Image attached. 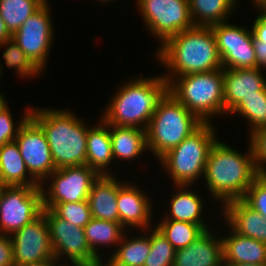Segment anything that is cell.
<instances>
[{
  "label": "cell",
  "instance_id": "obj_1",
  "mask_svg": "<svg viewBox=\"0 0 266 266\" xmlns=\"http://www.w3.org/2000/svg\"><path fill=\"white\" fill-rule=\"evenodd\" d=\"M155 56L158 63L165 66L167 73L162 76L169 83L178 76L222 69L210 26H194L181 31L158 47Z\"/></svg>",
  "mask_w": 266,
  "mask_h": 266
},
{
  "label": "cell",
  "instance_id": "obj_2",
  "mask_svg": "<svg viewBox=\"0 0 266 266\" xmlns=\"http://www.w3.org/2000/svg\"><path fill=\"white\" fill-rule=\"evenodd\" d=\"M259 175L250 143L247 153L242 154L217 139L209 151L202 180L206 181L210 196L224 206L242 199Z\"/></svg>",
  "mask_w": 266,
  "mask_h": 266
},
{
  "label": "cell",
  "instance_id": "obj_3",
  "mask_svg": "<svg viewBox=\"0 0 266 266\" xmlns=\"http://www.w3.org/2000/svg\"><path fill=\"white\" fill-rule=\"evenodd\" d=\"M168 92L169 82L162 75L130 79L114 93L100 118L109 125L146 130Z\"/></svg>",
  "mask_w": 266,
  "mask_h": 266
},
{
  "label": "cell",
  "instance_id": "obj_4",
  "mask_svg": "<svg viewBox=\"0 0 266 266\" xmlns=\"http://www.w3.org/2000/svg\"><path fill=\"white\" fill-rule=\"evenodd\" d=\"M30 117L45 133L55 169L86 165L90 127L75 112L33 107Z\"/></svg>",
  "mask_w": 266,
  "mask_h": 266
},
{
  "label": "cell",
  "instance_id": "obj_5",
  "mask_svg": "<svg viewBox=\"0 0 266 266\" xmlns=\"http://www.w3.org/2000/svg\"><path fill=\"white\" fill-rule=\"evenodd\" d=\"M169 93L203 123L228 114L224 109L223 68L175 77L169 83Z\"/></svg>",
  "mask_w": 266,
  "mask_h": 266
},
{
  "label": "cell",
  "instance_id": "obj_6",
  "mask_svg": "<svg viewBox=\"0 0 266 266\" xmlns=\"http://www.w3.org/2000/svg\"><path fill=\"white\" fill-rule=\"evenodd\" d=\"M203 122L169 92L159 103L146 128L148 151L159 159L196 131Z\"/></svg>",
  "mask_w": 266,
  "mask_h": 266
},
{
  "label": "cell",
  "instance_id": "obj_7",
  "mask_svg": "<svg viewBox=\"0 0 266 266\" xmlns=\"http://www.w3.org/2000/svg\"><path fill=\"white\" fill-rule=\"evenodd\" d=\"M212 125V123H203L178 146L158 159L161 166L166 169L165 172L170 174L174 186H192L200 177H204L209 151L219 139Z\"/></svg>",
  "mask_w": 266,
  "mask_h": 266
},
{
  "label": "cell",
  "instance_id": "obj_8",
  "mask_svg": "<svg viewBox=\"0 0 266 266\" xmlns=\"http://www.w3.org/2000/svg\"><path fill=\"white\" fill-rule=\"evenodd\" d=\"M145 28L163 45L181 31L194 27L188 0H136Z\"/></svg>",
  "mask_w": 266,
  "mask_h": 266
},
{
  "label": "cell",
  "instance_id": "obj_9",
  "mask_svg": "<svg viewBox=\"0 0 266 266\" xmlns=\"http://www.w3.org/2000/svg\"><path fill=\"white\" fill-rule=\"evenodd\" d=\"M99 174L87 165L63 167L51 175L49 187L42 189L43 209H52L58 203H75L88 200L92 184Z\"/></svg>",
  "mask_w": 266,
  "mask_h": 266
},
{
  "label": "cell",
  "instance_id": "obj_10",
  "mask_svg": "<svg viewBox=\"0 0 266 266\" xmlns=\"http://www.w3.org/2000/svg\"><path fill=\"white\" fill-rule=\"evenodd\" d=\"M42 210L41 186H6L0 197V233L13 234L37 218Z\"/></svg>",
  "mask_w": 266,
  "mask_h": 266
},
{
  "label": "cell",
  "instance_id": "obj_11",
  "mask_svg": "<svg viewBox=\"0 0 266 266\" xmlns=\"http://www.w3.org/2000/svg\"><path fill=\"white\" fill-rule=\"evenodd\" d=\"M42 212L49 226L55 259L65 262L66 256L71 266H84L99 259L88 246L84 228L61 219L51 209H43Z\"/></svg>",
  "mask_w": 266,
  "mask_h": 266
},
{
  "label": "cell",
  "instance_id": "obj_12",
  "mask_svg": "<svg viewBox=\"0 0 266 266\" xmlns=\"http://www.w3.org/2000/svg\"><path fill=\"white\" fill-rule=\"evenodd\" d=\"M45 3L12 34V39L42 72L49 57L54 35L51 9Z\"/></svg>",
  "mask_w": 266,
  "mask_h": 266
},
{
  "label": "cell",
  "instance_id": "obj_13",
  "mask_svg": "<svg viewBox=\"0 0 266 266\" xmlns=\"http://www.w3.org/2000/svg\"><path fill=\"white\" fill-rule=\"evenodd\" d=\"M228 23L229 21L210 26L216 38L222 68H256L252 28L248 30V27Z\"/></svg>",
  "mask_w": 266,
  "mask_h": 266
},
{
  "label": "cell",
  "instance_id": "obj_14",
  "mask_svg": "<svg viewBox=\"0 0 266 266\" xmlns=\"http://www.w3.org/2000/svg\"><path fill=\"white\" fill-rule=\"evenodd\" d=\"M15 141L29 174L40 185H45L44 181L56 169L42 128L29 117L18 130Z\"/></svg>",
  "mask_w": 266,
  "mask_h": 266
},
{
  "label": "cell",
  "instance_id": "obj_15",
  "mask_svg": "<svg viewBox=\"0 0 266 266\" xmlns=\"http://www.w3.org/2000/svg\"><path fill=\"white\" fill-rule=\"evenodd\" d=\"M15 265L54 258L49 226L42 212L37 218L10 235Z\"/></svg>",
  "mask_w": 266,
  "mask_h": 266
},
{
  "label": "cell",
  "instance_id": "obj_16",
  "mask_svg": "<svg viewBox=\"0 0 266 266\" xmlns=\"http://www.w3.org/2000/svg\"><path fill=\"white\" fill-rule=\"evenodd\" d=\"M128 183L118 181L119 223L126 230L128 227H135L144 232L143 230H148L153 225L152 201L137 185Z\"/></svg>",
  "mask_w": 266,
  "mask_h": 266
},
{
  "label": "cell",
  "instance_id": "obj_17",
  "mask_svg": "<svg viewBox=\"0 0 266 266\" xmlns=\"http://www.w3.org/2000/svg\"><path fill=\"white\" fill-rule=\"evenodd\" d=\"M263 69H223L224 109L229 113L243 98L266 95Z\"/></svg>",
  "mask_w": 266,
  "mask_h": 266
},
{
  "label": "cell",
  "instance_id": "obj_18",
  "mask_svg": "<svg viewBox=\"0 0 266 266\" xmlns=\"http://www.w3.org/2000/svg\"><path fill=\"white\" fill-rule=\"evenodd\" d=\"M215 236L205 230L189 246L176 250L173 266H224L222 239Z\"/></svg>",
  "mask_w": 266,
  "mask_h": 266
},
{
  "label": "cell",
  "instance_id": "obj_19",
  "mask_svg": "<svg viewBox=\"0 0 266 266\" xmlns=\"http://www.w3.org/2000/svg\"><path fill=\"white\" fill-rule=\"evenodd\" d=\"M223 215L227 226L236 233L256 239L266 244V219L252 209L242 199L226 203L223 207Z\"/></svg>",
  "mask_w": 266,
  "mask_h": 266
},
{
  "label": "cell",
  "instance_id": "obj_20",
  "mask_svg": "<svg viewBox=\"0 0 266 266\" xmlns=\"http://www.w3.org/2000/svg\"><path fill=\"white\" fill-rule=\"evenodd\" d=\"M230 234L221 236L224 264H265L266 244L236 233L230 226Z\"/></svg>",
  "mask_w": 266,
  "mask_h": 266
},
{
  "label": "cell",
  "instance_id": "obj_21",
  "mask_svg": "<svg viewBox=\"0 0 266 266\" xmlns=\"http://www.w3.org/2000/svg\"><path fill=\"white\" fill-rule=\"evenodd\" d=\"M117 197L118 180L115 176H99L88 195L92 217L119 223Z\"/></svg>",
  "mask_w": 266,
  "mask_h": 266
},
{
  "label": "cell",
  "instance_id": "obj_22",
  "mask_svg": "<svg viewBox=\"0 0 266 266\" xmlns=\"http://www.w3.org/2000/svg\"><path fill=\"white\" fill-rule=\"evenodd\" d=\"M113 160L109 124L100 118L97 124L88 129L86 165L100 176L113 175L108 170Z\"/></svg>",
  "mask_w": 266,
  "mask_h": 266
},
{
  "label": "cell",
  "instance_id": "obj_23",
  "mask_svg": "<svg viewBox=\"0 0 266 266\" xmlns=\"http://www.w3.org/2000/svg\"><path fill=\"white\" fill-rule=\"evenodd\" d=\"M177 189L170 198V212L164 219L189 222L200 225L204 230L210 229L202 220L204 200L196 192L188 189L190 185H175ZM179 190V191H178Z\"/></svg>",
  "mask_w": 266,
  "mask_h": 266
},
{
  "label": "cell",
  "instance_id": "obj_24",
  "mask_svg": "<svg viewBox=\"0 0 266 266\" xmlns=\"http://www.w3.org/2000/svg\"><path fill=\"white\" fill-rule=\"evenodd\" d=\"M0 179L6 186H41L29 174L16 141L0 148Z\"/></svg>",
  "mask_w": 266,
  "mask_h": 266
},
{
  "label": "cell",
  "instance_id": "obj_25",
  "mask_svg": "<svg viewBox=\"0 0 266 266\" xmlns=\"http://www.w3.org/2000/svg\"><path fill=\"white\" fill-rule=\"evenodd\" d=\"M109 133L113 159L132 161L146 150L148 151L146 130L142 128L109 125Z\"/></svg>",
  "mask_w": 266,
  "mask_h": 266
},
{
  "label": "cell",
  "instance_id": "obj_26",
  "mask_svg": "<svg viewBox=\"0 0 266 266\" xmlns=\"http://www.w3.org/2000/svg\"><path fill=\"white\" fill-rule=\"evenodd\" d=\"M238 3L237 0H188L190 15L195 26H211L227 22Z\"/></svg>",
  "mask_w": 266,
  "mask_h": 266
},
{
  "label": "cell",
  "instance_id": "obj_27",
  "mask_svg": "<svg viewBox=\"0 0 266 266\" xmlns=\"http://www.w3.org/2000/svg\"><path fill=\"white\" fill-rule=\"evenodd\" d=\"M144 231H146L144 232L145 235L133 238L128 237L125 232L121 242L117 245L119 247L113 252L109 260L115 266H144L151 249L150 234L147 229Z\"/></svg>",
  "mask_w": 266,
  "mask_h": 266
},
{
  "label": "cell",
  "instance_id": "obj_28",
  "mask_svg": "<svg viewBox=\"0 0 266 266\" xmlns=\"http://www.w3.org/2000/svg\"><path fill=\"white\" fill-rule=\"evenodd\" d=\"M126 231L128 230H126L120 223L93 217L84 227V233L88 246L98 258H102L98 251L100 246L102 248L105 245L107 247L114 245L117 247Z\"/></svg>",
  "mask_w": 266,
  "mask_h": 266
},
{
  "label": "cell",
  "instance_id": "obj_29",
  "mask_svg": "<svg viewBox=\"0 0 266 266\" xmlns=\"http://www.w3.org/2000/svg\"><path fill=\"white\" fill-rule=\"evenodd\" d=\"M44 4L43 0H0V15L12 35Z\"/></svg>",
  "mask_w": 266,
  "mask_h": 266
},
{
  "label": "cell",
  "instance_id": "obj_30",
  "mask_svg": "<svg viewBox=\"0 0 266 266\" xmlns=\"http://www.w3.org/2000/svg\"><path fill=\"white\" fill-rule=\"evenodd\" d=\"M155 227L172 244L175 250L189 246L205 231L197 224L168 219H162Z\"/></svg>",
  "mask_w": 266,
  "mask_h": 266
},
{
  "label": "cell",
  "instance_id": "obj_31",
  "mask_svg": "<svg viewBox=\"0 0 266 266\" xmlns=\"http://www.w3.org/2000/svg\"><path fill=\"white\" fill-rule=\"evenodd\" d=\"M239 114L247 120L249 135L266 127V95H251L243 98L229 113Z\"/></svg>",
  "mask_w": 266,
  "mask_h": 266
},
{
  "label": "cell",
  "instance_id": "obj_32",
  "mask_svg": "<svg viewBox=\"0 0 266 266\" xmlns=\"http://www.w3.org/2000/svg\"><path fill=\"white\" fill-rule=\"evenodd\" d=\"M0 47L5 49L2 55L5 65L14 69L20 77H30L31 79V77H38L42 73L12 38L0 43Z\"/></svg>",
  "mask_w": 266,
  "mask_h": 266
},
{
  "label": "cell",
  "instance_id": "obj_33",
  "mask_svg": "<svg viewBox=\"0 0 266 266\" xmlns=\"http://www.w3.org/2000/svg\"><path fill=\"white\" fill-rule=\"evenodd\" d=\"M149 228L151 249L144 266H173L176 250L154 226Z\"/></svg>",
  "mask_w": 266,
  "mask_h": 266
},
{
  "label": "cell",
  "instance_id": "obj_34",
  "mask_svg": "<svg viewBox=\"0 0 266 266\" xmlns=\"http://www.w3.org/2000/svg\"><path fill=\"white\" fill-rule=\"evenodd\" d=\"M51 210L61 219L81 228H84L92 219L88 200L58 203Z\"/></svg>",
  "mask_w": 266,
  "mask_h": 266
},
{
  "label": "cell",
  "instance_id": "obj_35",
  "mask_svg": "<svg viewBox=\"0 0 266 266\" xmlns=\"http://www.w3.org/2000/svg\"><path fill=\"white\" fill-rule=\"evenodd\" d=\"M31 108L32 107H28V109L24 112V115L17 123L18 125H16L13 121V117L8 106L0 111V148L8 142L15 141L18 130L30 117Z\"/></svg>",
  "mask_w": 266,
  "mask_h": 266
},
{
  "label": "cell",
  "instance_id": "obj_36",
  "mask_svg": "<svg viewBox=\"0 0 266 266\" xmlns=\"http://www.w3.org/2000/svg\"><path fill=\"white\" fill-rule=\"evenodd\" d=\"M242 200L266 219V180L261 175L253 181Z\"/></svg>",
  "mask_w": 266,
  "mask_h": 266
},
{
  "label": "cell",
  "instance_id": "obj_37",
  "mask_svg": "<svg viewBox=\"0 0 266 266\" xmlns=\"http://www.w3.org/2000/svg\"><path fill=\"white\" fill-rule=\"evenodd\" d=\"M249 141L257 171L266 172V127L251 133Z\"/></svg>",
  "mask_w": 266,
  "mask_h": 266
},
{
  "label": "cell",
  "instance_id": "obj_38",
  "mask_svg": "<svg viewBox=\"0 0 266 266\" xmlns=\"http://www.w3.org/2000/svg\"><path fill=\"white\" fill-rule=\"evenodd\" d=\"M0 266H15L10 235L0 233Z\"/></svg>",
  "mask_w": 266,
  "mask_h": 266
},
{
  "label": "cell",
  "instance_id": "obj_39",
  "mask_svg": "<svg viewBox=\"0 0 266 266\" xmlns=\"http://www.w3.org/2000/svg\"><path fill=\"white\" fill-rule=\"evenodd\" d=\"M260 15L253 21L252 32L260 42H266V10H259Z\"/></svg>",
  "mask_w": 266,
  "mask_h": 266
},
{
  "label": "cell",
  "instance_id": "obj_40",
  "mask_svg": "<svg viewBox=\"0 0 266 266\" xmlns=\"http://www.w3.org/2000/svg\"><path fill=\"white\" fill-rule=\"evenodd\" d=\"M253 47L256 58V68L266 69V42L258 41L253 35Z\"/></svg>",
  "mask_w": 266,
  "mask_h": 266
},
{
  "label": "cell",
  "instance_id": "obj_41",
  "mask_svg": "<svg viewBox=\"0 0 266 266\" xmlns=\"http://www.w3.org/2000/svg\"><path fill=\"white\" fill-rule=\"evenodd\" d=\"M60 262L55 259V258H51L45 261H40V262H34V263H30V264H23V265H15V266H69L68 263L65 265V263L63 264L62 262L60 263V265H58ZM63 264V265H61Z\"/></svg>",
  "mask_w": 266,
  "mask_h": 266
},
{
  "label": "cell",
  "instance_id": "obj_42",
  "mask_svg": "<svg viewBox=\"0 0 266 266\" xmlns=\"http://www.w3.org/2000/svg\"><path fill=\"white\" fill-rule=\"evenodd\" d=\"M12 38V35L5 26V23L0 15V43Z\"/></svg>",
  "mask_w": 266,
  "mask_h": 266
},
{
  "label": "cell",
  "instance_id": "obj_43",
  "mask_svg": "<svg viewBox=\"0 0 266 266\" xmlns=\"http://www.w3.org/2000/svg\"><path fill=\"white\" fill-rule=\"evenodd\" d=\"M106 262L107 264L103 263L102 258H99L98 260L84 266H115L109 259Z\"/></svg>",
  "mask_w": 266,
  "mask_h": 266
},
{
  "label": "cell",
  "instance_id": "obj_44",
  "mask_svg": "<svg viewBox=\"0 0 266 266\" xmlns=\"http://www.w3.org/2000/svg\"><path fill=\"white\" fill-rule=\"evenodd\" d=\"M257 10H266V0H251Z\"/></svg>",
  "mask_w": 266,
  "mask_h": 266
},
{
  "label": "cell",
  "instance_id": "obj_45",
  "mask_svg": "<svg viewBox=\"0 0 266 266\" xmlns=\"http://www.w3.org/2000/svg\"><path fill=\"white\" fill-rule=\"evenodd\" d=\"M7 101L5 100V96L0 92V111H2L5 107H7Z\"/></svg>",
  "mask_w": 266,
  "mask_h": 266
},
{
  "label": "cell",
  "instance_id": "obj_46",
  "mask_svg": "<svg viewBox=\"0 0 266 266\" xmlns=\"http://www.w3.org/2000/svg\"><path fill=\"white\" fill-rule=\"evenodd\" d=\"M224 266H265V264L250 265V264H224Z\"/></svg>",
  "mask_w": 266,
  "mask_h": 266
},
{
  "label": "cell",
  "instance_id": "obj_47",
  "mask_svg": "<svg viewBox=\"0 0 266 266\" xmlns=\"http://www.w3.org/2000/svg\"><path fill=\"white\" fill-rule=\"evenodd\" d=\"M5 187H6V185L0 179V197H1V194H2V192H3V190H4Z\"/></svg>",
  "mask_w": 266,
  "mask_h": 266
},
{
  "label": "cell",
  "instance_id": "obj_48",
  "mask_svg": "<svg viewBox=\"0 0 266 266\" xmlns=\"http://www.w3.org/2000/svg\"><path fill=\"white\" fill-rule=\"evenodd\" d=\"M266 180V172L260 174Z\"/></svg>",
  "mask_w": 266,
  "mask_h": 266
},
{
  "label": "cell",
  "instance_id": "obj_49",
  "mask_svg": "<svg viewBox=\"0 0 266 266\" xmlns=\"http://www.w3.org/2000/svg\"><path fill=\"white\" fill-rule=\"evenodd\" d=\"M2 65L0 64V78L2 77Z\"/></svg>",
  "mask_w": 266,
  "mask_h": 266
},
{
  "label": "cell",
  "instance_id": "obj_50",
  "mask_svg": "<svg viewBox=\"0 0 266 266\" xmlns=\"http://www.w3.org/2000/svg\"><path fill=\"white\" fill-rule=\"evenodd\" d=\"M100 1H101L102 3H104V2L106 3L107 1H108V2H111L112 0H99V2H100Z\"/></svg>",
  "mask_w": 266,
  "mask_h": 266
}]
</instances>
